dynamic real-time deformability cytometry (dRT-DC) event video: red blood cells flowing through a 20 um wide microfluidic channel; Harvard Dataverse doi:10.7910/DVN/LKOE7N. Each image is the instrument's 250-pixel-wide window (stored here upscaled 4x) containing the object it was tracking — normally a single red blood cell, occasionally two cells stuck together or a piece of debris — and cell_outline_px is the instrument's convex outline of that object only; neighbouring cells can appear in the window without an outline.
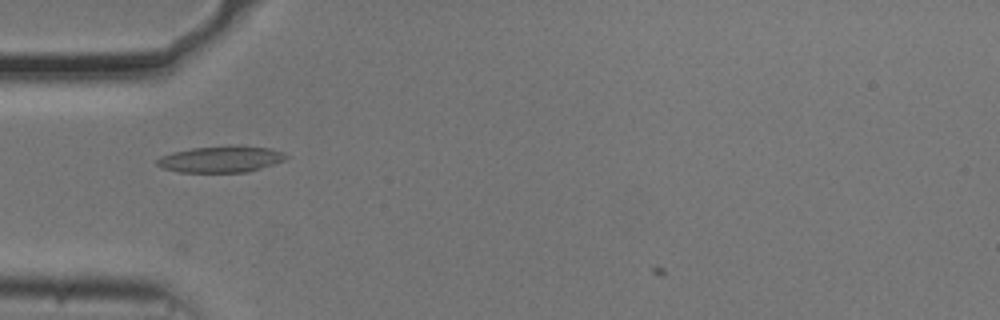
{"species": "common noctule bat (a hibernating species)", "species_latin": "Nyctalus noctula", "temperature_condition": "cold", "stored_images_in_passage": 29, "camera_frame_rate_fps": 3000, "um_per_image_px": 0.085, "animal": {"sex": "male", "body_mass_g": 20.5, "forearm_length_mm": 52.5}, "frame": {"image": 1, "passage_image": 1, "time_ms": 0.0, "image_size_px": [1000, 320], "cell_outline_px": [[288, 156], [284, 160], [248, 172], [180, 172], [164, 168], [156, 164], [156, 160], [160, 156], [172, 152], [192, 148], [240, 144], [272, 148], [284, 152]], "centroid_in_image_um": [18.8, 13.51], "position_along_channel_um": 66.2, "area_um2": 20.06}}
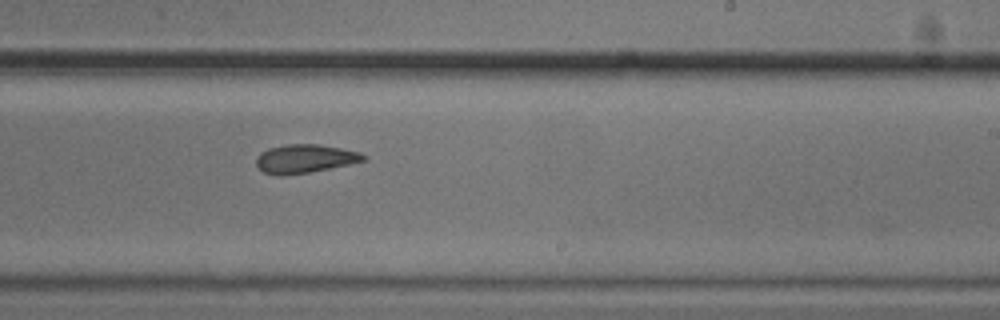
{"frame": {"image": 2, "passage_image": 17, "time_ms": 5.333, "image_size_px": [1000, 320], "cell_outline_px": [[368, 160], [308, 172], [280, 176], [264, 172], [256, 164], [256, 156], [260, 152], [268, 148], [288, 144], [320, 144], [360, 152], [368, 156]], "centroid_in_image_um": [25.92, 13.47], "position_along_channel_um": 263.1, "area_um2": 17.8}}
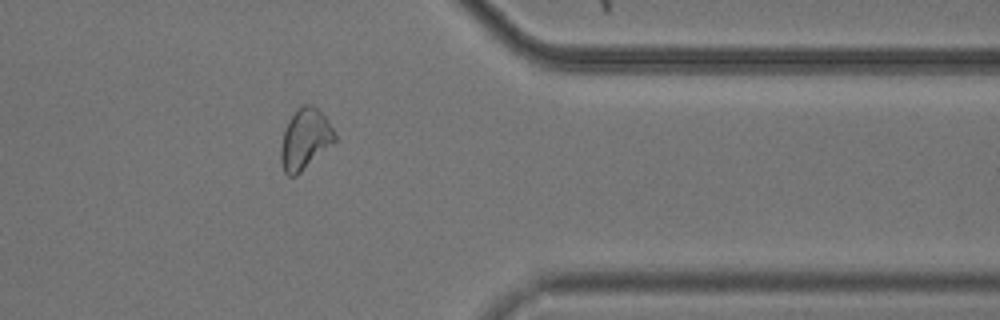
{"frame": {"image": 3, "passage_image": 28, "time_ms": 9.0, "image_size_px": [1000, 320], "cell_outline_px": [[336, 140], [296, 176], [288, 176], [284, 172], [280, 160], [280, 148], [284, 128], [288, 120], [304, 104], [312, 104], [328, 120], [336, 132]], "centroid_in_image_um": [25.91, 11.84], "position_along_channel_um": 385.5, "area_um2": 18.9}}